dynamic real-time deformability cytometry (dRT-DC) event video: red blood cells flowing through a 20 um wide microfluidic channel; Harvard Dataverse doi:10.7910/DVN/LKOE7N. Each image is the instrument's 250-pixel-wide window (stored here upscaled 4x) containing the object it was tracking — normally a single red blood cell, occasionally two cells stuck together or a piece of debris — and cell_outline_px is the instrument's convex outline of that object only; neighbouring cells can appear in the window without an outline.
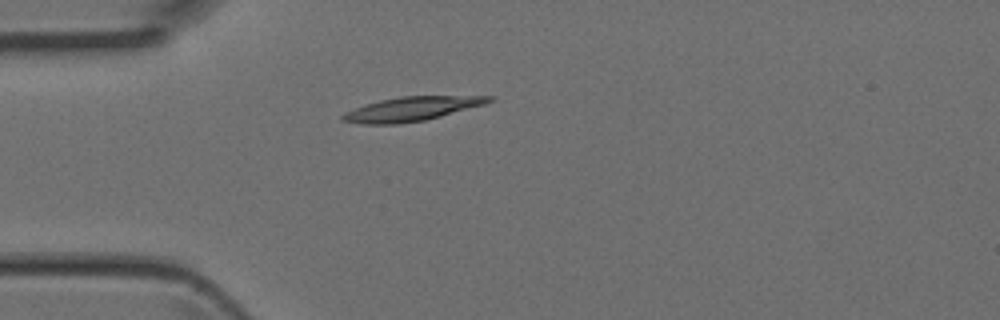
{"species": "Egyptian fruit bat (a non-hibernating species)", "species_latin": "Rousettus aegyptiacus", "temperature_condition": "room temperature", "stored_images_in_passage": 2, "camera_frame_rate_fps": 3000, "um_per_image_px": 0.085, "animal": {"sex": "female"}, "frame": {"image": 1, "passage_image": 2, "time_ms": 0.333, "image_size_px": [1000, 320], "cell_outline_px": [[496, 100], [484, 104], [440, 116], [424, 120], [396, 124], [364, 124], [340, 120], [340, 116], [344, 112], [380, 100], [400, 96], [496, 96]], "centroid_in_image_um": [34.99, 9.25], "position_along_channel_um": 50.0, "area_um2": 20.35}}